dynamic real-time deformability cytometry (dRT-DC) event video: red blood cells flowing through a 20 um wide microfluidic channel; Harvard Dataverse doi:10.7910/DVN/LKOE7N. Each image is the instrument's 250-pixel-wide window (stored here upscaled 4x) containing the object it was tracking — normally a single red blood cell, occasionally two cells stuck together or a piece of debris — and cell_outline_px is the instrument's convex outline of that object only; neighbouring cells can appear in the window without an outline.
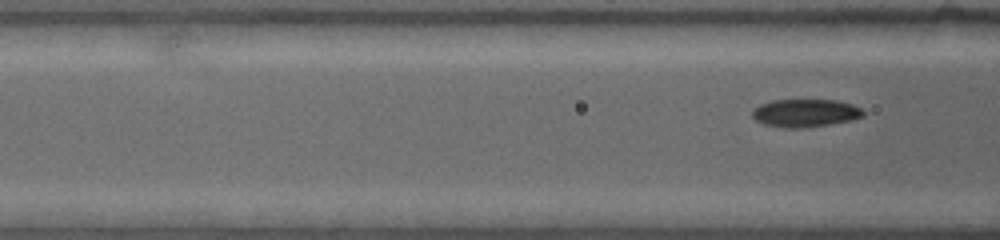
{"species": "common noctule bat (a hibernating species)", "species_latin": "Nyctalus noctula", "temperature_condition": "warm", "stored_images_in_passage": 15, "segment_of_instrument_passage": [2, 2], "camera_frame_rate_fps": 4500, "um_per_image_px": 0.085, "animal": {"sex": "female", "body_mass_g": 19.0, "forearm_length_mm": 53.3}, "frame": {"image": 1, "passage_image": 15, "time_ms": 6.889, "image_size_px": [1000, 240], "cell_outline_px": [[864, 116], [848, 120], [828, 124], [800, 128], [784, 128], [764, 124], [756, 120], [752, 116], [752, 108], [760, 104], [772, 100], [836, 100], [852, 104], [860, 108], [864, 112]], "centroid_in_image_um": [68.4, 9.6], "position_along_channel_um": 98.2, "area_um2": 17.92}}